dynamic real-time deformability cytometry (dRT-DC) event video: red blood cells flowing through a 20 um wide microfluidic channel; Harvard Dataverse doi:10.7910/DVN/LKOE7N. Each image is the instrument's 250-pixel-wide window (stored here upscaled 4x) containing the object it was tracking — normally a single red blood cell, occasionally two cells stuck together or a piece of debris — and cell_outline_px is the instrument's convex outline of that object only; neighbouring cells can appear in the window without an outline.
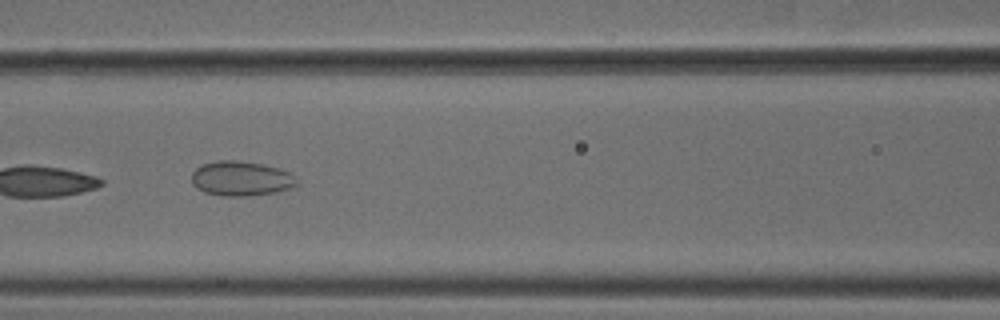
{"species": "common noctule bat (a hibernating species)", "species_latin": "Nyctalus noctula", "temperature_condition": "cold", "stored_images_in_passage": 35, "camera_frame_rate_fps": 3000, "um_per_image_px": 0.085, "animal": {"sex": "male", "body_mass_g": 18.8}, "frame": {"image": 1, "passage_image": 7, "time_ms": 2.0, "image_size_px": [1000, 320], "cell_outline_px": [[296, 184], [292, 188], [276, 192], [248, 196], [224, 196], [204, 192], [196, 188], [192, 184], [192, 172], [196, 168], [204, 164], [216, 160], [236, 160], [260, 164], [276, 168], [288, 172], [296, 180]], "centroid_in_image_um": [20.44, 15.19], "position_along_channel_um": 146.2, "area_um2": 21.1}}
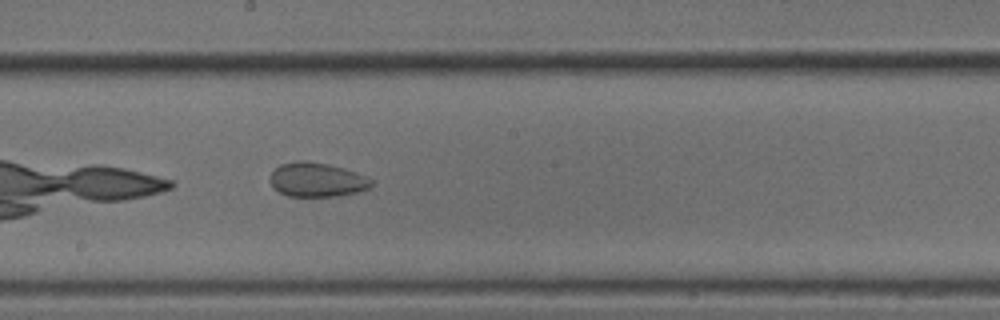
{"frame": {"image": 2, "passage_image": 13, "time_ms": 4.0, "image_size_px": [1000, 320], "cell_outline_px": [[372, 184], [368, 188], [356, 192], [336, 196], [288, 196], [280, 192], [272, 184], [272, 172], [280, 164], [296, 160], [308, 160], [328, 164], [344, 168], [368, 176], [372, 180]], "centroid_in_image_um": [26.97, 15.26], "position_along_channel_um": 221.2, "area_um2": 20.06}}
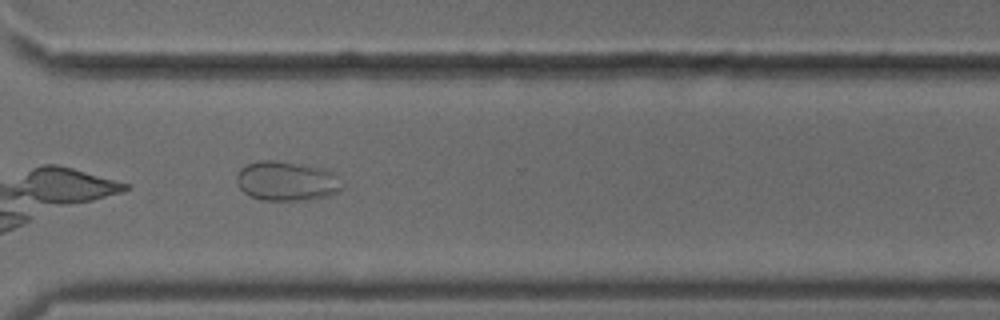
{"frame": {"image": 3, "passage_image": 23, "time_ms": 7.333, "image_size_px": [1000, 320], "cell_outline_px": [[344, 188], [328, 196], [304, 200], [264, 200], [252, 196], [244, 192], [240, 188], [236, 180], [236, 176], [240, 168], [248, 164], [260, 160], [276, 160], [300, 164], [320, 168], [328, 172], [344, 184]], "centroid_in_image_um": [24.33, 15.39], "position_along_channel_um": 346.3, "area_um2": 23.93}}